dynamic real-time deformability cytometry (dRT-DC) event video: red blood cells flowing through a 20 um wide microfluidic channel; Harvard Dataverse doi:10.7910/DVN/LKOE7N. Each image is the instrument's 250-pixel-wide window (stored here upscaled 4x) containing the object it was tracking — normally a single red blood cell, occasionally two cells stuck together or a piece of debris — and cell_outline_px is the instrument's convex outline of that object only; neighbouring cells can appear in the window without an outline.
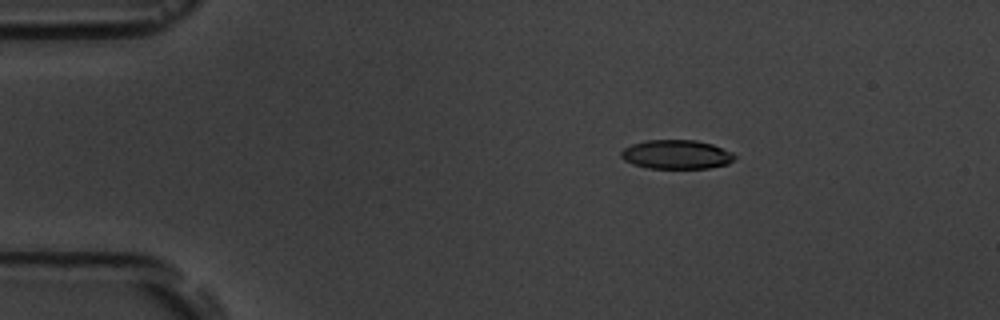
{"species": "common noctule bat (a hibernating species)", "species_latin": "Nyctalus noctula", "temperature_condition": "room temperature", "stored_images_in_passage": 5, "camera_frame_rate_fps": 3000, "um_per_image_px": 0.085, "animal": {"sex": "male", "body_mass_g": 19.5, "forearm_length_mm": 54.6}, "frame": {"image": 1, "passage_image": 3, "time_ms": 2.333, "image_size_px": [1000, 320], "cell_outline_px": [[736, 156], [728, 164], [708, 168], [648, 168], [632, 164], [624, 160], [620, 156], [620, 152], [624, 148], [632, 144], [648, 140], [696, 140], [712, 144], [732, 152]], "centroid_in_image_um": [57.48, 13.13], "position_along_channel_um": 27.5, "area_um2": 19.19}}